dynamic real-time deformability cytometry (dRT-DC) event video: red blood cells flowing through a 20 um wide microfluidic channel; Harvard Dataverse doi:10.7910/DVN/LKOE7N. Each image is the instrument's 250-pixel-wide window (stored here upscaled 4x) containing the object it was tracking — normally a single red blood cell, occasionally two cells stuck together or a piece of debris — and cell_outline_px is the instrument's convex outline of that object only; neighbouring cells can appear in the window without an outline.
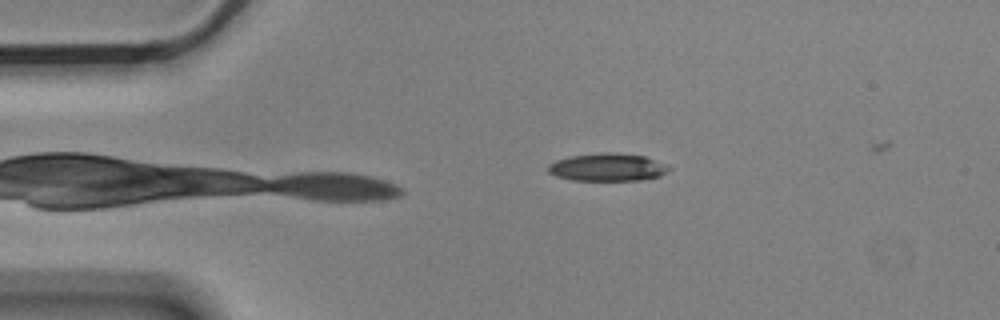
{"species": "Egyptian fruit bat (a non-hibernating species)", "species_latin": "Rousettus aegyptiacus", "temperature_condition": "cold", "stored_images_in_passage": 4, "camera_frame_rate_fps": 3000, "um_per_image_px": 0.085, "animal": {"sex": "male"}, "frame": {"image": 1, "passage_image": 4, "time_ms": 1.0, "image_size_px": [1000, 320], "cell_outline_px": [[672, 168], [660, 176], [644, 180], [572, 180], [556, 176], [548, 172], [548, 164], [556, 160], [572, 156], [604, 152], [608, 152], [644, 156]], "centroid_in_image_um": [51.61, 14.22], "position_along_channel_um": 33.4, "area_um2": 19.31}}